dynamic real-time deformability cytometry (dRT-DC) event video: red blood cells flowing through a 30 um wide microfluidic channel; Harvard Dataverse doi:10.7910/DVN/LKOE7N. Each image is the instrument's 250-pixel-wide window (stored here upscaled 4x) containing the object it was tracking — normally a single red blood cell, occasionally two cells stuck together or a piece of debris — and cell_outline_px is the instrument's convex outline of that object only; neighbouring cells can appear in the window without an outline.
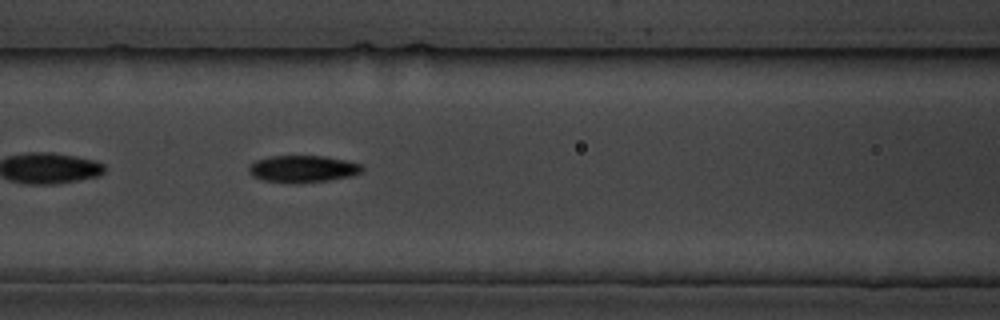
{"species": "common noctule bat (a hibernating species)", "species_latin": "Nyctalus noctula", "temperature_condition": "cold", "stored_images_in_passage": 6, "camera_frame_rate_fps": 3000, "um_per_image_px": 0.085, "animal": {"sex": "male", "body_mass_g": 19.5, "forearm_length_mm": 54.6}, "frame": {"image": 1, "passage_image": 6, "time_ms": 6.667, "image_size_px": [1000, 320], "cell_outline_px": [[364, 168], [360, 172], [352, 176], [328, 180], [264, 180], [252, 176], [248, 172], [248, 168], [256, 160], [272, 156], [324, 156], [344, 160], [360, 164]], "centroid_in_image_um": [25.75, 14.31], "position_along_channel_um": 140.8, "area_um2": 16.82}}